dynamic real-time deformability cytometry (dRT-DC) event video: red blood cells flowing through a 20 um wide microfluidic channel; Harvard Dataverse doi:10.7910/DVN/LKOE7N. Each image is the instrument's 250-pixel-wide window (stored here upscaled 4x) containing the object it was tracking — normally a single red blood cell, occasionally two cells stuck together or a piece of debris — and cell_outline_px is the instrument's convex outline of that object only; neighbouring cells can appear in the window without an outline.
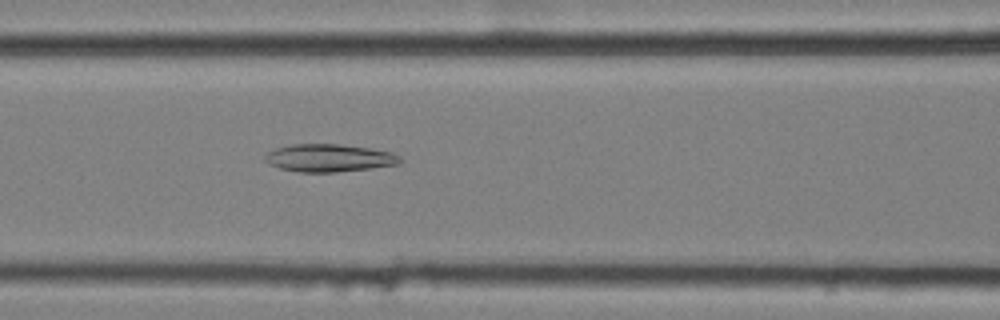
{"species": "common noctule bat (a hibernating species)", "species_latin": "Nyctalus noctula", "temperature_condition": "cold", "stored_images_in_passage": 56, "camera_frame_rate_fps": 3000, "um_per_image_px": 0.085, "animal": {"sex": "female", "body_mass_g": 25.1}, "frame": {"image": 1, "passage_image": 24, "time_ms": 7.667, "image_size_px": [1000, 320], "cell_outline_px": [[404, 160], [400, 164], [372, 168], [336, 172], [300, 172], [280, 168], [268, 164], [264, 160], [264, 156], [268, 152], [276, 148], [292, 144], [340, 144], [368, 148], [392, 152], [400, 156]], "centroid_in_image_um": [27.99, 13.43], "position_along_channel_um": 138.6, "area_um2": 21.91}}
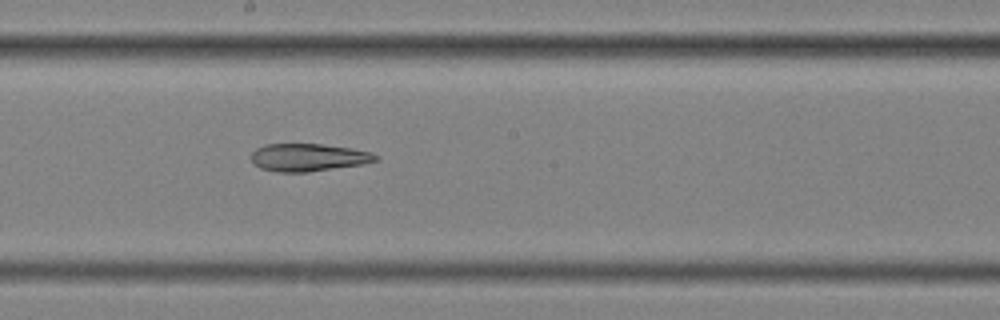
{"frame": {"image": 2, "passage_image": 31, "time_ms": 10.0, "image_size_px": [1000, 320], "cell_outline_px": [[376, 160], [360, 164], [308, 172], [276, 172], [260, 168], [252, 160], [252, 152], [256, 148], [264, 144], [320, 144], [352, 148], [372, 152], [376, 156]], "centroid_in_image_um": [26.16, 13.37], "position_along_channel_um": 222.0, "area_um2": 19.83}}
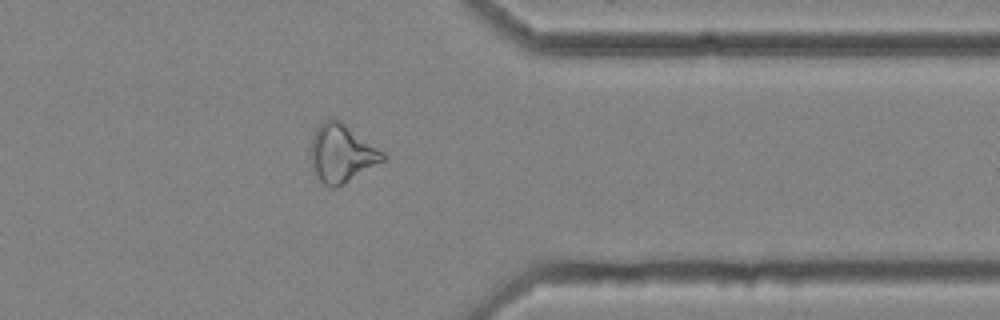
{"frame": {"image": 3, "passage_image": 45, "time_ms": 14.667, "image_size_px": [1000, 320], "cell_outline_px": [[388, 160], [344, 184], [336, 188], [328, 188], [316, 180], [312, 172], [312, 136], [316, 128], [324, 120], [340, 120], [384, 152]], "centroid_in_image_um": [29.06, 13.1], "position_along_channel_um": 382.3, "area_um2": 24.74}}